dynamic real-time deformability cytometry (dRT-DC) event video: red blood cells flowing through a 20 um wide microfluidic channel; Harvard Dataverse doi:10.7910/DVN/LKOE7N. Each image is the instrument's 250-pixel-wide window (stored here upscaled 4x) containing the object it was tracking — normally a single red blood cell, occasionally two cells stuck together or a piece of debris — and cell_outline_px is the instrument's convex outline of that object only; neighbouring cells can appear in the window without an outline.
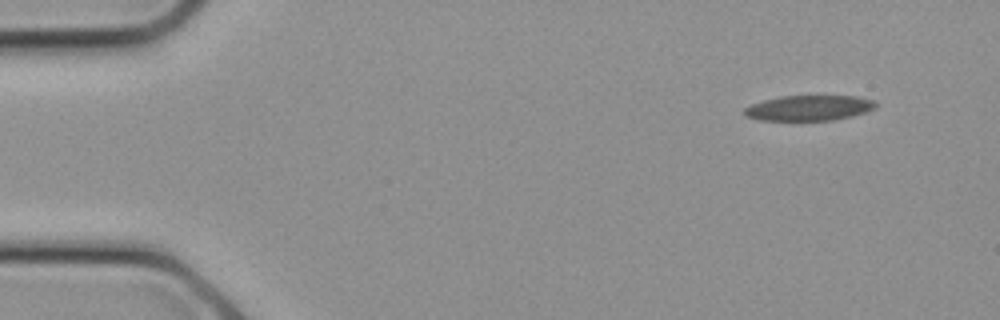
{"species": "common noctule bat (a hibernating species)", "species_latin": "Nyctalus noctula", "temperature_condition": "cold", "stored_images_in_passage": 13, "camera_frame_rate_fps": 3000, "um_per_image_px": 0.085, "animal": {"sex": "female", "body_mass_g": 21.9}, "frame": {"image": 1, "passage_image": 1, "time_ms": 0.0, "image_size_px": [1000, 320], "cell_outline_px": [[876, 108], [852, 116], [832, 120], [760, 120], [744, 116], [744, 108], [752, 104], [764, 100], [780, 96], [856, 96], [876, 100]], "centroid_in_image_um": [68.77, 9.17], "position_along_channel_um": 16.2, "area_um2": 19.36}}
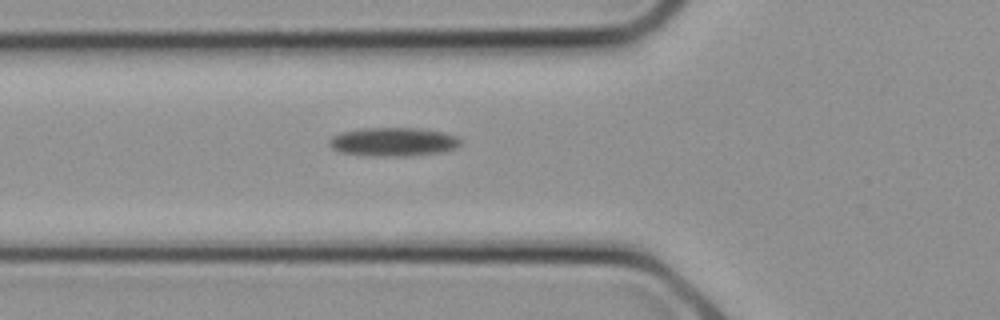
{"frame": {"image": 2, "passage_image": 8, "time_ms": 2.333, "image_size_px": [1000, 320], "cell_outline_px": [[464, 144], [456, 148], [440, 152], [404, 156], [368, 156], [340, 152], [332, 148], [328, 144], [328, 140], [332, 136], [340, 132], [360, 128], [412, 128], [444, 132], [456, 136]], "centroid_in_image_um": [33.4, 12.06], "position_along_channel_um": 92.4, "area_um2": 22.08}}
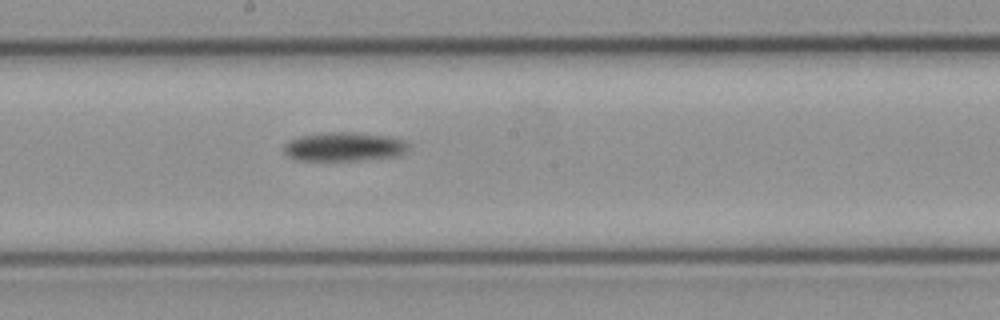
{"frame": {"image": 3, "passage_image": 13, "time_ms": 4.0, "image_size_px": [1000, 320], "cell_outline_px": [[408, 148], [400, 156], [368, 160], [296, 160], [288, 156], [284, 152], [284, 144], [288, 140], [300, 136], [328, 132], [352, 132], [392, 136], [404, 140], [408, 144]], "centroid_in_image_um": [29.27, 12.47], "position_along_channel_um": 218.9, "area_um2": 21.27}}